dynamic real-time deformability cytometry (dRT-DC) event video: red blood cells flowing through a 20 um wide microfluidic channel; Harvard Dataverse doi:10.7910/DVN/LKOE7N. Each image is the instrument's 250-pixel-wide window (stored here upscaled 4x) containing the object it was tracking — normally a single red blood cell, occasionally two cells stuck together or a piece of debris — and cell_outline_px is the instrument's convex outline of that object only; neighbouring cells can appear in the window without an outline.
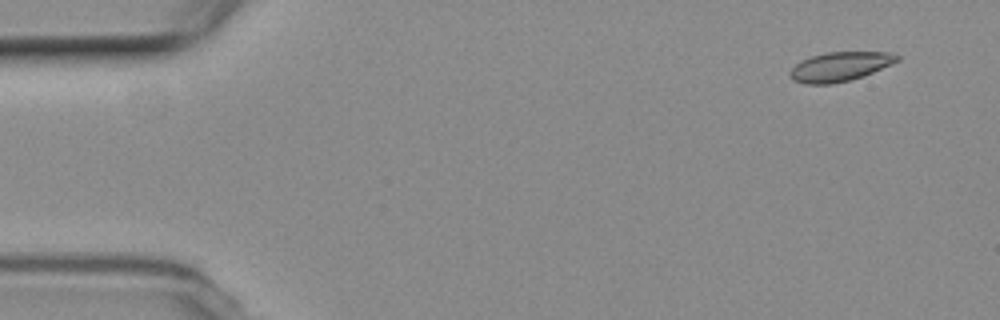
{"species": "common noctule bat (a hibernating species)", "species_latin": "Nyctalus noctula", "temperature_condition": "room temperature", "stored_images_in_passage": 5, "camera_frame_rate_fps": 3000, "um_per_image_px": 0.085, "animal": {"sex": "female", "body_mass_g": 19.3, "forearm_length_mm": 54.1}, "frame": {"image": 1, "passage_image": 1, "time_ms": 0.0, "image_size_px": [1000, 320], "cell_outline_px": [[900, 60], [892, 64], [864, 76], [832, 84], [804, 84], [792, 80], [788, 76], [788, 72], [800, 60], [812, 56], [828, 52], [892, 52], [900, 56]], "centroid_in_image_um": [71.38, 5.66], "position_along_channel_um": 13.6, "area_um2": 18.44}}
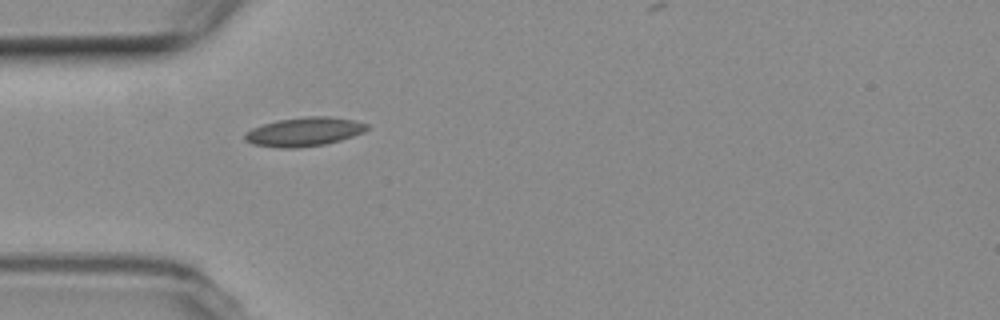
{"frame": {"image": 2, "passage_image": 5, "time_ms": 4.333, "image_size_px": [1000, 320], "cell_outline_px": [[368, 128], [364, 132], [340, 140], [324, 144], [296, 148], [280, 148], [252, 144], [244, 140], [244, 132], [252, 128], [276, 120], [308, 116], [328, 116], [352, 120], [368, 124]], "centroid_in_image_um": [25.81, 11.2], "position_along_channel_um": 59.2, "area_um2": 20.52}}